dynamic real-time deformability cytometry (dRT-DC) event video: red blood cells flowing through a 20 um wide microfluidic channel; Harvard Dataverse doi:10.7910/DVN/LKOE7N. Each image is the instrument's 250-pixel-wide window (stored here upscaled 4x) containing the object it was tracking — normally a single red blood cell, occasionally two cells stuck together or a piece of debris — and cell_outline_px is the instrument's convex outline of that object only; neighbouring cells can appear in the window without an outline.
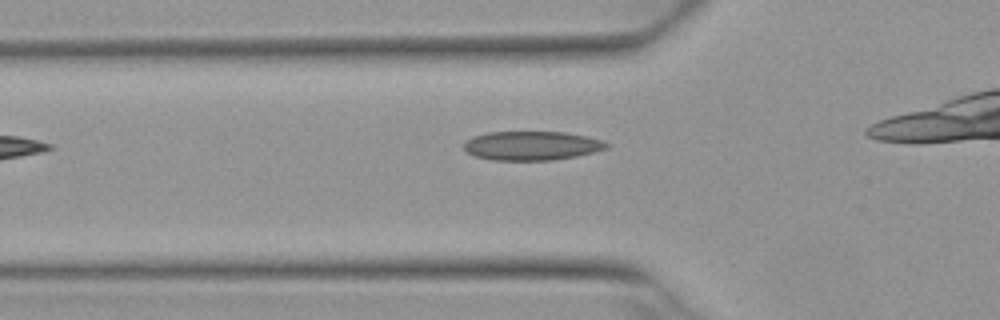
{"species": "Egyptian fruit bat (a non-hibernating species)", "species_latin": "Rousettus aegyptiacus", "temperature_condition": "warm", "stored_images_in_passage": 3, "camera_frame_rate_fps": 3000, "um_per_image_px": 0.085, "animal": {"sex": "female"}, "frame": {"image": 1, "passage_image": 2, "time_ms": 0.333, "image_size_px": [1000, 320], "cell_outline_px": [[612, 144], [608, 148], [596, 152], [576, 156], [552, 160], [492, 160], [476, 156], [468, 152], [464, 148], [464, 140], [472, 136], [488, 132], [564, 132], [588, 136], [604, 140]], "centroid_in_image_um": [45.25, 12.38], "position_along_channel_um": 80.6, "area_um2": 24.39}}